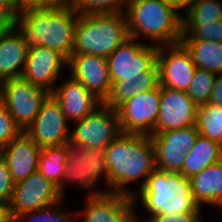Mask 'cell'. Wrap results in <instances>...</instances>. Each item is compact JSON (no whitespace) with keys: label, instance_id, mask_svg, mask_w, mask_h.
<instances>
[{"label":"cell","instance_id":"cell-1","mask_svg":"<svg viewBox=\"0 0 222 222\" xmlns=\"http://www.w3.org/2000/svg\"><path fill=\"white\" fill-rule=\"evenodd\" d=\"M105 156L112 193L134 197L156 168L152 139L146 134L122 132L105 148ZM133 182L139 185L138 191L127 187Z\"/></svg>","mask_w":222,"mask_h":222},{"label":"cell","instance_id":"cell-2","mask_svg":"<svg viewBox=\"0 0 222 222\" xmlns=\"http://www.w3.org/2000/svg\"><path fill=\"white\" fill-rule=\"evenodd\" d=\"M78 17V11L65 0L47 9L29 10L16 16L14 26L29 49L44 46L68 60L73 51Z\"/></svg>","mask_w":222,"mask_h":222},{"label":"cell","instance_id":"cell-3","mask_svg":"<svg viewBox=\"0 0 222 222\" xmlns=\"http://www.w3.org/2000/svg\"><path fill=\"white\" fill-rule=\"evenodd\" d=\"M124 14L129 37L156 46L180 42L183 15L174 6L162 0H130Z\"/></svg>","mask_w":222,"mask_h":222},{"label":"cell","instance_id":"cell-4","mask_svg":"<svg viewBox=\"0 0 222 222\" xmlns=\"http://www.w3.org/2000/svg\"><path fill=\"white\" fill-rule=\"evenodd\" d=\"M147 215L202 212L193 198L190 181L181 173L155 168L143 188L134 196ZM138 203V204H137ZM146 210V211H145Z\"/></svg>","mask_w":222,"mask_h":222},{"label":"cell","instance_id":"cell-5","mask_svg":"<svg viewBox=\"0 0 222 222\" xmlns=\"http://www.w3.org/2000/svg\"><path fill=\"white\" fill-rule=\"evenodd\" d=\"M128 37L124 13L79 14L72 54L108 58Z\"/></svg>","mask_w":222,"mask_h":222},{"label":"cell","instance_id":"cell-6","mask_svg":"<svg viewBox=\"0 0 222 222\" xmlns=\"http://www.w3.org/2000/svg\"><path fill=\"white\" fill-rule=\"evenodd\" d=\"M66 170L58 191L64 199L66 187L74 182L78 189L88 190L86 196L109 192V171L106 164L105 149H89L68 143ZM104 181L105 188L97 189L99 181ZM67 185V186H66Z\"/></svg>","mask_w":222,"mask_h":222},{"label":"cell","instance_id":"cell-7","mask_svg":"<svg viewBox=\"0 0 222 222\" xmlns=\"http://www.w3.org/2000/svg\"><path fill=\"white\" fill-rule=\"evenodd\" d=\"M50 94L23 77L0 83V99L23 132L35 120L43 102Z\"/></svg>","mask_w":222,"mask_h":222},{"label":"cell","instance_id":"cell-8","mask_svg":"<svg viewBox=\"0 0 222 222\" xmlns=\"http://www.w3.org/2000/svg\"><path fill=\"white\" fill-rule=\"evenodd\" d=\"M73 125L69 143L89 149H105L122 133L117 109L104 103Z\"/></svg>","mask_w":222,"mask_h":222},{"label":"cell","instance_id":"cell-9","mask_svg":"<svg viewBox=\"0 0 222 222\" xmlns=\"http://www.w3.org/2000/svg\"><path fill=\"white\" fill-rule=\"evenodd\" d=\"M161 85L141 92L123 102L118 108L120 129L123 133L152 135L160 110Z\"/></svg>","mask_w":222,"mask_h":222},{"label":"cell","instance_id":"cell-10","mask_svg":"<svg viewBox=\"0 0 222 222\" xmlns=\"http://www.w3.org/2000/svg\"><path fill=\"white\" fill-rule=\"evenodd\" d=\"M151 136L155 151L156 168L180 173L187 151L194 147L199 136L195 125L165 132H154Z\"/></svg>","mask_w":222,"mask_h":222},{"label":"cell","instance_id":"cell-11","mask_svg":"<svg viewBox=\"0 0 222 222\" xmlns=\"http://www.w3.org/2000/svg\"><path fill=\"white\" fill-rule=\"evenodd\" d=\"M158 46L128 37L109 57L112 81L130 80L147 71L155 62Z\"/></svg>","mask_w":222,"mask_h":222},{"label":"cell","instance_id":"cell-12","mask_svg":"<svg viewBox=\"0 0 222 222\" xmlns=\"http://www.w3.org/2000/svg\"><path fill=\"white\" fill-rule=\"evenodd\" d=\"M70 125L60 103L50 94L24 132L40 148L62 146L70 142Z\"/></svg>","mask_w":222,"mask_h":222},{"label":"cell","instance_id":"cell-13","mask_svg":"<svg viewBox=\"0 0 222 222\" xmlns=\"http://www.w3.org/2000/svg\"><path fill=\"white\" fill-rule=\"evenodd\" d=\"M63 200L58 186L39 171L14 184L10 207L11 218L22 213L49 207Z\"/></svg>","mask_w":222,"mask_h":222},{"label":"cell","instance_id":"cell-14","mask_svg":"<svg viewBox=\"0 0 222 222\" xmlns=\"http://www.w3.org/2000/svg\"><path fill=\"white\" fill-rule=\"evenodd\" d=\"M84 202L85 208L80 213L83 219L73 212L75 222H136L138 208L132 196L107 192L85 196Z\"/></svg>","mask_w":222,"mask_h":222},{"label":"cell","instance_id":"cell-15","mask_svg":"<svg viewBox=\"0 0 222 222\" xmlns=\"http://www.w3.org/2000/svg\"><path fill=\"white\" fill-rule=\"evenodd\" d=\"M156 62L161 86L181 91L188 90L197 67L190 53L180 42L158 46Z\"/></svg>","mask_w":222,"mask_h":222},{"label":"cell","instance_id":"cell-16","mask_svg":"<svg viewBox=\"0 0 222 222\" xmlns=\"http://www.w3.org/2000/svg\"><path fill=\"white\" fill-rule=\"evenodd\" d=\"M67 69V74L81 82L90 93L103 103L107 100L112 87L107 57L72 54L68 59Z\"/></svg>","mask_w":222,"mask_h":222},{"label":"cell","instance_id":"cell-17","mask_svg":"<svg viewBox=\"0 0 222 222\" xmlns=\"http://www.w3.org/2000/svg\"><path fill=\"white\" fill-rule=\"evenodd\" d=\"M68 60L58 51L44 46L28 50L22 77L52 93L60 80Z\"/></svg>","mask_w":222,"mask_h":222},{"label":"cell","instance_id":"cell-18","mask_svg":"<svg viewBox=\"0 0 222 222\" xmlns=\"http://www.w3.org/2000/svg\"><path fill=\"white\" fill-rule=\"evenodd\" d=\"M197 107L186 91L161 86L160 110L155 132L195 125Z\"/></svg>","mask_w":222,"mask_h":222},{"label":"cell","instance_id":"cell-19","mask_svg":"<svg viewBox=\"0 0 222 222\" xmlns=\"http://www.w3.org/2000/svg\"><path fill=\"white\" fill-rule=\"evenodd\" d=\"M65 79L55 86L51 94L60 103L67 121L72 124L91 114L103 102L70 75Z\"/></svg>","mask_w":222,"mask_h":222},{"label":"cell","instance_id":"cell-20","mask_svg":"<svg viewBox=\"0 0 222 222\" xmlns=\"http://www.w3.org/2000/svg\"><path fill=\"white\" fill-rule=\"evenodd\" d=\"M41 149L25 132L0 149L14 183L38 171Z\"/></svg>","mask_w":222,"mask_h":222},{"label":"cell","instance_id":"cell-21","mask_svg":"<svg viewBox=\"0 0 222 222\" xmlns=\"http://www.w3.org/2000/svg\"><path fill=\"white\" fill-rule=\"evenodd\" d=\"M28 46L15 27L7 28L0 36V83L23 75Z\"/></svg>","mask_w":222,"mask_h":222},{"label":"cell","instance_id":"cell-22","mask_svg":"<svg viewBox=\"0 0 222 222\" xmlns=\"http://www.w3.org/2000/svg\"><path fill=\"white\" fill-rule=\"evenodd\" d=\"M194 201L200 206H214L222 210V160L205 167L189 178Z\"/></svg>","mask_w":222,"mask_h":222},{"label":"cell","instance_id":"cell-23","mask_svg":"<svg viewBox=\"0 0 222 222\" xmlns=\"http://www.w3.org/2000/svg\"><path fill=\"white\" fill-rule=\"evenodd\" d=\"M160 85L159 69L155 62L147 71L130 80L112 81V87L105 105L117 109L123 102Z\"/></svg>","mask_w":222,"mask_h":222},{"label":"cell","instance_id":"cell-24","mask_svg":"<svg viewBox=\"0 0 222 222\" xmlns=\"http://www.w3.org/2000/svg\"><path fill=\"white\" fill-rule=\"evenodd\" d=\"M180 173L187 179L205 167L222 160V145L199 134L194 147L187 151Z\"/></svg>","mask_w":222,"mask_h":222},{"label":"cell","instance_id":"cell-25","mask_svg":"<svg viewBox=\"0 0 222 222\" xmlns=\"http://www.w3.org/2000/svg\"><path fill=\"white\" fill-rule=\"evenodd\" d=\"M197 68L215 74L222 72V42L211 40H180Z\"/></svg>","mask_w":222,"mask_h":222},{"label":"cell","instance_id":"cell-26","mask_svg":"<svg viewBox=\"0 0 222 222\" xmlns=\"http://www.w3.org/2000/svg\"><path fill=\"white\" fill-rule=\"evenodd\" d=\"M68 144L43 147L39 154L38 171L59 186L63 180L67 164Z\"/></svg>","mask_w":222,"mask_h":222},{"label":"cell","instance_id":"cell-27","mask_svg":"<svg viewBox=\"0 0 222 222\" xmlns=\"http://www.w3.org/2000/svg\"><path fill=\"white\" fill-rule=\"evenodd\" d=\"M195 126L200 135L222 145V107L209 102L198 106Z\"/></svg>","mask_w":222,"mask_h":222},{"label":"cell","instance_id":"cell-28","mask_svg":"<svg viewBox=\"0 0 222 222\" xmlns=\"http://www.w3.org/2000/svg\"><path fill=\"white\" fill-rule=\"evenodd\" d=\"M222 19V0H195L185 11L183 24H204Z\"/></svg>","mask_w":222,"mask_h":222},{"label":"cell","instance_id":"cell-29","mask_svg":"<svg viewBox=\"0 0 222 222\" xmlns=\"http://www.w3.org/2000/svg\"><path fill=\"white\" fill-rule=\"evenodd\" d=\"M64 203L65 199L43 209L22 213L14 216L12 222H75V214L65 210Z\"/></svg>","mask_w":222,"mask_h":222},{"label":"cell","instance_id":"cell-30","mask_svg":"<svg viewBox=\"0 0 222 222\" xmlns=\"http://www.w3.org/2000/svg\"><path fill=\"white\" fill-rule=\"evenodd\" d=\"M215 77L216 74L208 70L201 68L195 70L190 86L186 92L198 106L209 102Z\"/></svg>","mask_w":222,"mask_h":222},{"label":"cell","instance_id":"cell-31","mask_svg":"<svg viewBox=\"0 0 222 222\" xmlns=\"http://www.w3.org/2000/svg\"><path fill=\"white\" fill-rule=\"evenodd\" d=\"M79 14L124 13L130 0H66Z\"/></svg>","mask_w":222,"mask_h":222},{"label":"cell","instance_id":"cell-32","mask_svg":"<svg viewBox=\"0 0 222 222\" xmlns=\"http://www.w3.org/2000/svg\"><path fill=\"white\" fill-rule=\"evenodd\" d=\"M180 40L222 42V19L204 24H183V34Z\"/></svg>","mask_w":222,"mask_h":222},{"label":"cell","instance_id":"cell-33","mask_svg":"<svg viewBox=\"0 0 222 222\" xmlns=\"http://www.w3.org/2000/svg\"><path fill=\"white\" fill-rule=\"evenodd\" d=\"M22 132L8 112L5 103L0 99V149L12 142Z\"/></svg>","mask_w":222,"mask_h":222},{"label":"cell","instance_id":"cell-34","mask_svg":"<svg viewBox=\"0 0 222 222\" xmlns=\"http://www.w3.org/2000/svg\"><path fill=\"white\" fill-rule=\"evenodd\" d=\"M137 211L138 210H136V222H204L202 212L155 214L142 219L138 216L139 213H137Z\"/></svg>","mask_w":222,"mask_h":222},{"label":"cell","instance_id":"cell-35","mask_svg":"<svg viewBox=\"0 0 222 222\" xmlns=\"http://www.w3.org/2000/svg\"><path fill=\"white\" fill-rule=\"evenodd\" d=\"M14 184L8 165L0 155V202L10 205Z\"/></svg>","mask_w":222,"mask_h":222},{"label":"cell","instance_id":"cell-36","mask_svg":"<svg viewBox=\"0 0 222 222\" xmlns=\"http://www.w3.org/2000/svg\"><path fill=\"white\" fill-rule=\"evenodd\" d=\"M65 0H18V16L29 10L47 9Z\"/></svg>","mask_w":222,"mask_h":222},{"label":"cell","instance_id":"cell-37","mask_svg":"<svg viewBox=\"0 0 222 222\" xmlns=\"http://www.w3.org/2000/svg\"><path fill=\"white\" fill-rule=\"evenodd\" d=\"M209 103L222 107V72L216 74L214 86L209 98Z\"/></svg>","mask_w":222,"mask_h":222},{"label":"cell","instance_id":"cell-38","mask_svg":"<svg viewBox=\"0 0 222 222\" xmlns=\"http://www.w3.org/2000/svg\"><path fill=\"white\" fill-rule=\"evenodd\" d=\"M0 21L7 27L14 26L15 16L0 3Z\"/></svg>","mask_w":222,"mask_h":222},{"label":"cell","instance_id":"cell-39","mask_svg":"<svg viewBox=\"0 0 222 222\" xmlns=\"http://www.w3.org/2000/svg\"><path fill=\"white\" fill-rule=\"evenodd\" d=\"M164 3L174 6L178 11H186L195 0H162Z\"/></svg>","mask_w":222,"mask_h":222},{"label":"cell","instance_id":"cell-40","mask_svg":"<svg viewBox=\"0 0 222 222\" xmlns=\"http://www.w3.org/2000/svg\"><path fill=\"white\" fill-rule=\"evenodd\" d=\"M0 222H12L9 204L0 202Z\"/></svg>","mask_w":222,"mask_h":222},{"label":"cell","instance_id":"cell-41","mask_svg":"<svg viewBox=\"0 0 222 222\" xmlns=\"http://www.w3.org/2000/svg\"><path fill=\"white\" fill-rule=\"evenodd\" d=\"M0 3L15 17L18 16V0H0Z\"/></svg>","mask_w":222,"mask_h":222},{"label":"cell","instance_id":"cell-42","mask_svg":"<svg viewBox=\"0 0 222 222\" xmlns=\"http://www.w3.org/2000/svg\"><path fill=\"white\" fill-rule=\"evenodd\" d=\"M7 29V27L0 21V36L3 34V32Z\"/></svg>","mask_w":222,"mask_h":222}]
</instances>
